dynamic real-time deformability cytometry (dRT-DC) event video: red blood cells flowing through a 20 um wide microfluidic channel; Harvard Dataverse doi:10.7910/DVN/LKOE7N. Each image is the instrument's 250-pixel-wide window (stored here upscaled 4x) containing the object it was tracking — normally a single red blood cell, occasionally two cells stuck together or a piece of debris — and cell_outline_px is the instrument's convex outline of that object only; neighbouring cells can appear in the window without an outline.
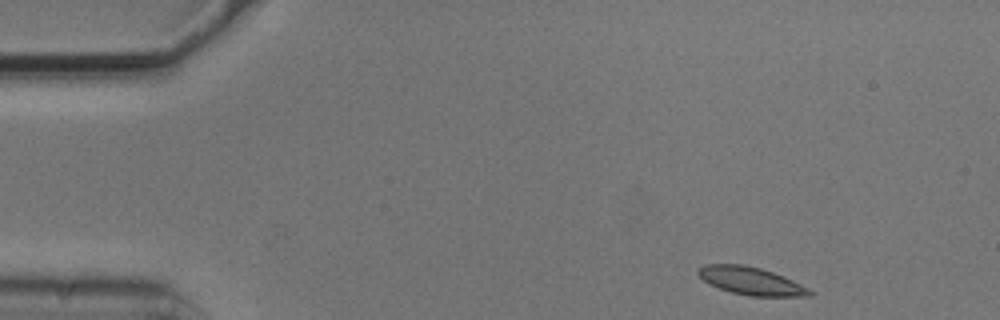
{"species": "common noctule bat (a hibernating species)", "species_latin": "Nyctalus noctula", "temperature_condition": "cold", "stored_images_in_passage": 5, "camera_frame_rate_fps": 3000, "um_per_image_px": 0.085, "animal": {"sex": "male", "body_mass_g": 20.5, "forearm_length_mm": 52.5}, "frame": {"image": 1, "passage_image": 1, "time_ms": 0.0, "image_size_px": [1000, 320], "cell_outline_px": [[816, 292], [812, 296], [748, 296], [732, 292], [708, 284], [696, 272], [704, 264], [744, 264], [760, 268], [784, 276]], "centroid_in_image_um": [63.86, 23.88], "position_along_channel_um": 21.1, "area_um2": 18.03}}
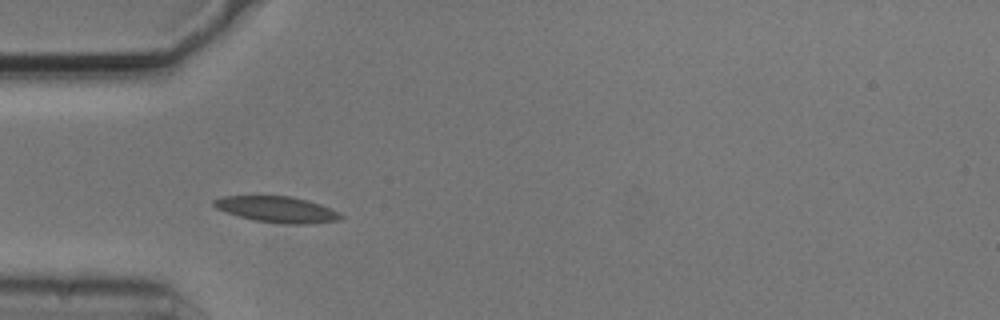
{"frame": {"image": 2, "passage_image": 4, "time_ms": 1.0, "image_size_px": [1000, 320], "cell_outline_px": [[344, 216], [340, 220], [312, 224], [288, 224], [256, 220], [240, 216], [216, 208], [212, 204], [212, 200], [224, 196], [288, 196], [320, 204], [340, 212]], "centroid_in_image_um": [23.59, 17.8], "position_along_channel_um": 61.4, "area_um2": 19.02}}
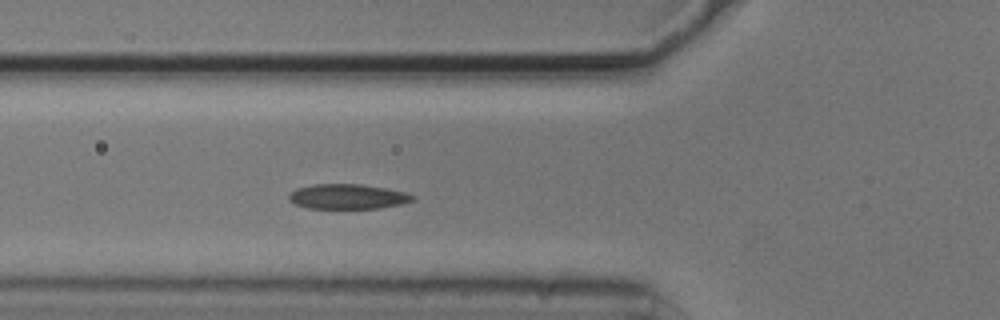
{"frame": {"image": 3, "passage_image": 5, "time_ms": 1.333, "image_size_px": [1000, 320], "cell_outline_px": [[416, 196], [412, 200], [400, 204], [380, 208], [308, 208], [296, 204], [288, 200], [288, 192], [296, 188], [312, 184], [360, 184], [408, 192]], "centroid_in_image_um": [29.51, 16.7], "position_along_channel_um": 96.3, "area_um2": 18.03}}